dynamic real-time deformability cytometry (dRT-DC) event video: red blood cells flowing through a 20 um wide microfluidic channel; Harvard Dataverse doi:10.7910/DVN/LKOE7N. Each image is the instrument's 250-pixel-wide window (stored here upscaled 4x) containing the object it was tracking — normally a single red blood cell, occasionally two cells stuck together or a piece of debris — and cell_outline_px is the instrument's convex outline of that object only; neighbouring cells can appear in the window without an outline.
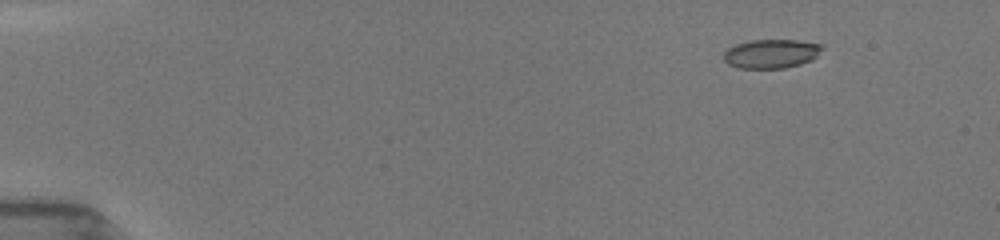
{"species": "common noctule bat (a hibernating species)", "species_latin": "Nyctalus noctula", "temperature_condition": "room temperature", "stored_images_in_passage": 8, "camera_frame_rate_fps": 3000, "um_per_image_px": 0.085, "animal": {"sex": "female", "body_mass_g": 19.5, "forearm_length_mm": 54.1}, "frame": {"image": 1, "passage_image": 3, "time_ms": 1.667, "image_size_px": [1000, 240], "cell_outline_px": [[824, 48], [812, 60], [800, 64], [784, 68], [740, 68], [728, 64], [724, 60], [724, 52], [728, 48], [736, 44], [752, 40], [796, 40], [824, 44]], "centroid_in_image_um": [65.58, 4.56], "position_along_channel_um": 19.4, "area_um2": 16.65}}
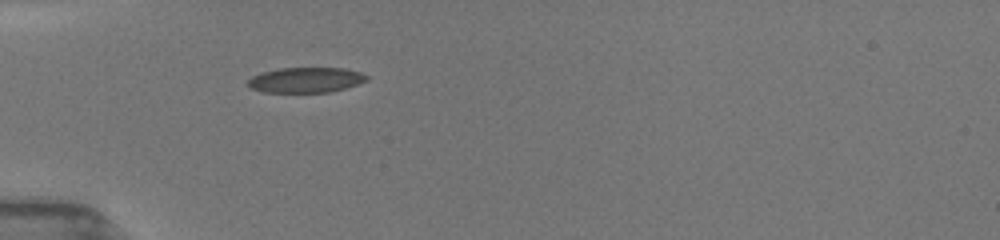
{"frame": {"image": 2, "passage_image": 8, "time_ms": 5.333, "image_size_px": [1000, 240], "cell_outline_px": [[368, 80], [344, 88], [328, 92], [264, 92], [252, 88], [248, 84], [248, 80], [252, 76], [260, 72], [280, 68], [344, 68], [360, 72], [368, 76]], "centroid_in_image_um": [25.98, 6.79], "position_along_channel_um": 59.0, "area_um2": 17.34}}